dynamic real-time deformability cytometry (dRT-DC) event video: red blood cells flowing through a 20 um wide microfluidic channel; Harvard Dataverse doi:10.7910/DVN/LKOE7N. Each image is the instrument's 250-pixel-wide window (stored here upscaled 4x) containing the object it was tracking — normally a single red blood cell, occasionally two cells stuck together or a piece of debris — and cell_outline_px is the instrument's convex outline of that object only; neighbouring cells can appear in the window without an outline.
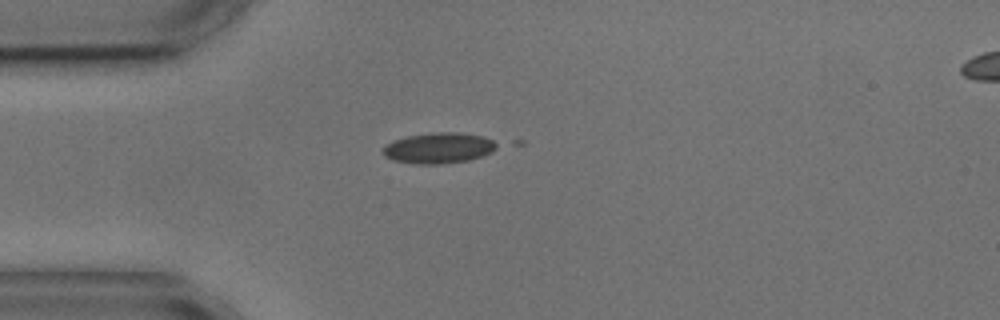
{"species": "common noctule bat (a hibernating species)", "species_latin": "Nyctalus noctula", "temperature_condition": "cold", "stored_images_in_passage": 2, "camera_frame_rate_fps": 3000, "um_per_image_px": 0.085, "animal": {"sex": "male", "body_mass_g": 17.9, "forearm_length_mm": 54.2}, "frame": {"image": 1, "passage_image": 1, "time_ms": 0.0, "image_size_px": [1000, 320], "cell_outline_px": [[504, 144], [492, 152], [468, 160], [440, 164], [416, 164], [392, 160], [384, 156], [380, 152], [388, 144], [396, 140], [408, 136], [436, 132], [456, 132], [484, 136]], "centroid_in_image_um": [37.36, 12.58], "position_along_channel_um": 47.6, "area_um2": 20.52}}